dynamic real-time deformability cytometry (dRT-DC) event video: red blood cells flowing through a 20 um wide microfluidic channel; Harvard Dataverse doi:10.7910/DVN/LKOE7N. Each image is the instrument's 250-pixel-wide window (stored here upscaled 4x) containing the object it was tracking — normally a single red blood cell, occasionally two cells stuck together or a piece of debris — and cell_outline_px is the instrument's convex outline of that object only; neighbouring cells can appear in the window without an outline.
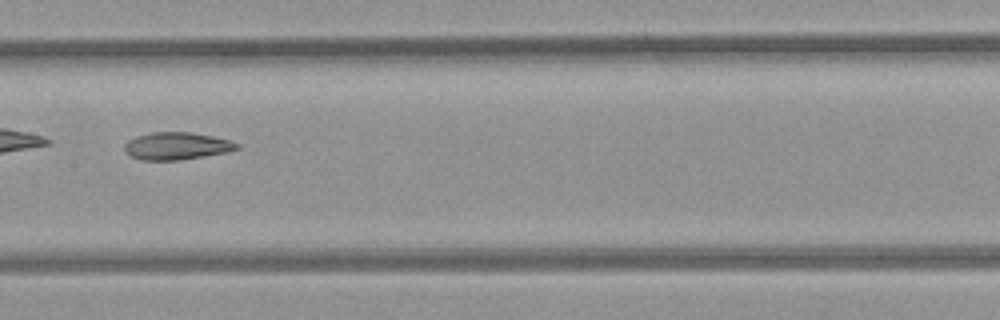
{"species": "common noctule bat (a hibernating species)", "species_latin": "Nyctalus noctula", "temperature_condition": "room temperature", "stored_images_in_passage": 6, "camera_frame_rate_fps": 3000, "um_per_image_px": 0.085, "animal": {"sex": "female", "body_mass_g": 21.9}, "frame": {"image": 1, "passage_image": 5, "time_ms": 4.333, "image_size_px": [1000, 320], "cell_outline_px": [[240, 148], [228, 152], [180, 160], [140, 160], [124, 152], [124, 144], [128, 140], [136, 136], [152, 132], [192, 132], [212, 136], [228, 140], [240, 144]], "centroid_in_image_um": [15.0, 12.41], "position_along_channel_um": 192.4, "area_um2": 18.03}}